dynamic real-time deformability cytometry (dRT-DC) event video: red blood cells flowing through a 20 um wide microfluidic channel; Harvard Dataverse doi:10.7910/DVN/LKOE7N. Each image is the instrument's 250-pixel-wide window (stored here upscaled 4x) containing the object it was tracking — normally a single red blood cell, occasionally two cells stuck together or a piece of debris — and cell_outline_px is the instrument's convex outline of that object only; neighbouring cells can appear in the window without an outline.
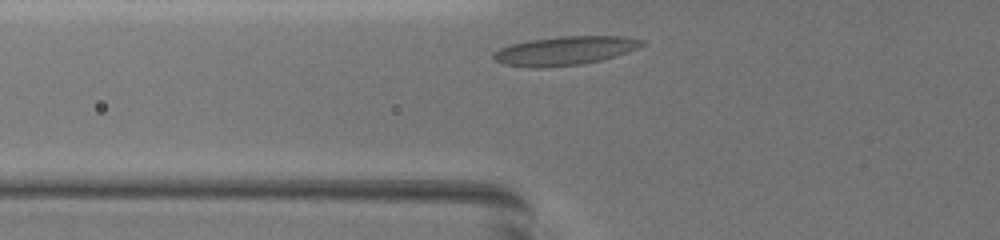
{"species": "common noctule bat (a hibernating species)", "species_latin": "Nyctalus noctula", "temperature_condition": "warm", "stored_images_in_passage": 27, "camera_frame_rate_fps": 3000, "um_per_image_px": 0.085, "animal": {"sex": "female", "body_mass_g": 19.5, "forearm_length_mm": 54.1}, "frame": {"image": 1, "passage_image": 2, "time_ms": 0.333, "image_size_px": [1000, 240], "cell_outline_px": [[648, 44], [616, 56], [600, 60], [580, 64], [544, 68], [528, 68], [504, 64], [496, 60], [492, 56], [500, 48], [512, 44], [532, 40], [560, 36], [624, 36], [644, 40]], "centroid_in_image_um": [48.06, 4.31], "position_along_channel_um": 77.7, "area_um2": 24.85}}
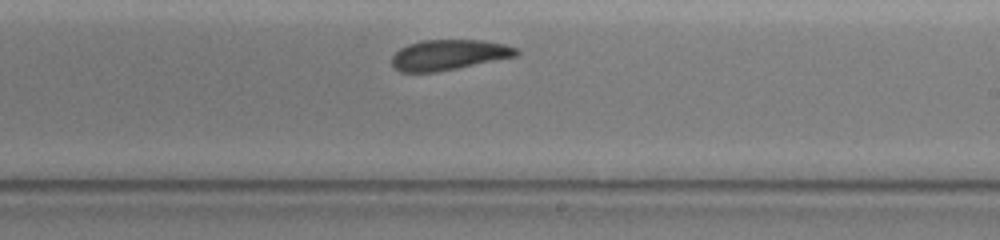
{"frame": {"image": 2, "passage_image": 16, "time_ms": 5.0, "image_size_px": [1000, 240], "cell_outline_px": [[520, 52], [516, 56], [436, 72], [400, 72], [392, 64], [392, 56], [400, 48], [408, 44], [424, 40], [484, 40], [504, 44], [516, 48]], "centroid_in_image_um": [38.14, 4.65], "position_along_channel_um": 250.9, "area_um2": 21.85}}
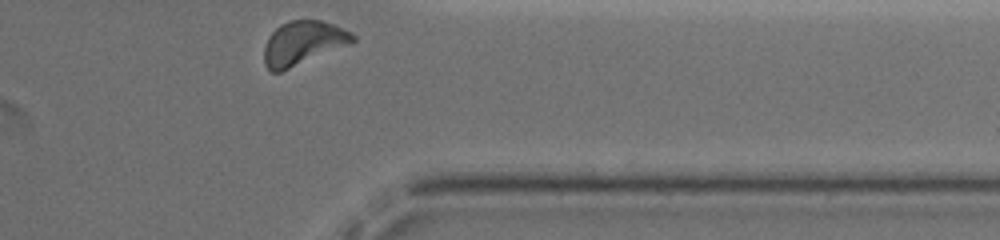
{"frame": {"image": 3, "passage_image": 27, "time_ms": 8.667, "image_size_px": [1000, 240], "cell_outline_px": [[356, 40], [352, 44], [280, 72], [272, 72], [264, 64], [264, 48], [268, 36], [280, 24], [292, 20], [320, 20], [336, 24], [352, 32], [356, 36]], "centroid_in_image_um": [25.8, 3.64], "position_along_channel_um": 385.6, "area_um2": 22.95}, "authors_computed_cell_mechanics": {"area_um2": 22.5998, "velocity_mm_per_s": 3.7425, "shape_relaxation_time_tau1_ms": 6.1336, "shape_relaxation_time_tau2_ms": 1.8612, "deformation_change_tau1": 0.1094, "deformation_change_tau2": 0.0499}}